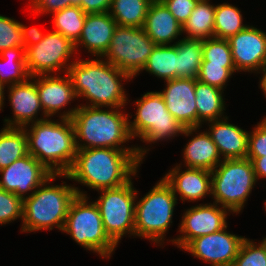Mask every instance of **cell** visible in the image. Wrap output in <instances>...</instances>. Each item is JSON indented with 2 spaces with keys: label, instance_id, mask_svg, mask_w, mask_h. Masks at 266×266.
<instances>
[{
  "label": "cell",
  "instance_id": "obj_1",
  "mask_svg": "<svg viewBox=\"0 0 266 266\" xmlns=\"http://www.w3.org/2000/svg\"><path fill=\"white\" fill-rule=\"evenodd\" d=\"M143 162L137 150L114 148L77 149L74 162L66 174L67 178L90 189L117 188L137 175Z\"/></svg>",
  "mask_w": 266,
  "mask_h": 266
},
{
  "label": "cell",
  "instance_id": "obj_2",
  "mask_svg": "<svg viewBox=\"0 0 266 266\" xmlns=\"http://www.w3.org/2000/svg\"><path fill=\"white\" fill-rule=\"evenodd\" d=\"M66 74L77 99L82 97L89 101L83 104L85 106L123 108L128 103L122 81L132 80V77L104 58L75 60Z\"/></svg>",
  "mask_w": 266,
  "mask_h": 266
},
{
  "label": "cell",
  "instance_id": "obj_3",
  "mask_svg": "<svg viewBox=\"0 0 266 266\" xmlns=\"http://www.w3.org/2000/svg\"><path fill=\"white\" fill-rule=\"evenodd\" d=\"M121 109L107 108L104 110L103 107L101 109V107L78 105V109L71 118L75 130L76 149L103 147L137 150L140 160L143 161L150 148L136 145L124 147L123 145L132 140L128 118L133 115L129 116Z\"/></svg>",
  "mask_w": 266,
  "mask_h": 266
},
{
  "label": "cell",
  "instance_id": "obj_4",
  "mask_svg": "<svg viewBox=\"0 0 266 266\" xmlns=\"http://www.w3.org/2000/svg\"><path fill=\"white\" fill-rule=\"evenodd\" d=\"M58 120L47 118L24 128L28 153L51 173L66 174L76 156L75 130L71 119Z\"/></svg>",
  "mask_w": 266,
  "mask_h": 266
},
{
  "label": "cell",
  "instance_id": "obj_5",
  "mask_svg": "<svg viewBox=\"0 0 266 266\" xmlns=\"http://www.w3.org/2000/svg\"><path fill=\"white\" fill-rule=\"evenodd\" d=\"M58 177L61 174H53L30 197L23 199L21 232L50 231L55 227L63 231L72 200L77 195L87 196L74 184L61 181V185H52Z\"/></svg>",
  "mask_w": 266,
  "mask_h": 266
},
{
  "label": "cell",
  "instance_id": "obj_6",
  "mask_svg": "<svg viewBox=\"0 0 266 266\" xmlns=\"http://www.w3.org/2000/svg\"><path fill=\"white\" fill-rule=\"evenodd\" d=\"M136 112L133 121L129 122V131L133 138L149 144L162 140H169L175 136H191L197 128H185L167 110L166 104L159 91L144 93L135 102Z\"/></svg>",
  "mask_w": 266,
  "mask_h": 266
},
{
  "label": "cell",
  "instance_id": "obj_7",
  "mask_svg": "<svg viewBox=\"0 0 266 266\" xmlns=\"http://www.w3.org/2000/svg\"><path fill=\"white\" fill-rule=\"evenodd\" d=\"M135 202L134 237H143L163 245L173 218L177 197L162 178L139 201Z\"/></svg>",
  "mask_w": 266,
  "mask_h": 266
},
{
  "label": "cell",
  "instance_id": "obj_8",
  "mask_svg": "<svg viewBox=\"0 0 266 266\" xmlns=\"http://www.w3.org/2000/svg\"><path fill=\"white\" fill-rule=\"evenodd\" d=\"M88 200L80 195L72 200L62 232L84 249L110 259L118 245L106 233L97 205Z\"/></svg>",
  "mask_w": 266,
  "mask_h": 266
},
{
  "label": "cell",
  "instance_id": "obj_9",
  "mask_svg": "<svg viewBox=\"0 0 266 266\" xmlns=\"http://www.w3.org/2000/svg\"><path fill=\"white\" fill-rule=\"evenodd\" d=\"M256 182L250 159H224L211 171L213 202L239 214Z\"/></svg>",
  "mask_w": 266,
  "mask_h": 266
},
{
  "label": "cell",
  "instance_id": "obj_10",
  "mask_svg": "<svg viewBox=\"0 0 266 266\" xmlns=\"http://www.w3.org/2000/svg\"><path fill=\"white\" fill-rule=\"evenodd\" d=\"M101 195L94 202L97 205L104 229L117 244L126 235L134 236L135 202L138 191L132 180L117 187L99 190Z\"/></svg>",
  "mask_w": 266,
  "mask_h": 266
},
{
  "label": "cell",
  "instance_id": "obj_11",
  "mask_svg": "<svg viewBox=\"0 0 266 266\" xmlns=\"http://www.w3.org/2000/svg\"><path fill=\"white\" fill-rule=\"evenodd\" d=\"M155 46L143 27L117 25L102 58L135 78L147 64Z\"/></svg>",
  "mask_w": 266,
  "mask_h": 266
},
{
  "label": "cell",
  "instance_id": "obj_12",
  "mask_svg": "<svg viewBox=\"0 0 266 266\" xmlns=\"http://www.w3.org/2000/svg\"><path fill=\"white\" fill-rule=\"evenodd\" d=\"M74 52L76 53V48L71 40L54 30L47 32L39 43L25 49L27 72L30 77L66 73L74 62L70 61Z\"/></svg>",
  "mask_w": 266,
  "mask_h": 266
},
{
  "label": "cell",
  "instance_id": "obj_13",
  "mask_svg": "<svg viewBox=\"0 0 266 266\" xmlns=\"http://www.w3.org/2000/svg\"><path fill=\"white\" fill-rule=\"evenodd\" d=\"M229 213L231 212L227 208L215 202L192 206L181 217L178 231L182 235H177V238L169 241L183 250L193 239L223 229L227 225Z\"/></svg>",
  "mask_w": 266,
  "mask_h": 266
},
{
  "label": "cell",
  "instance_id": "obj_14",
  "mask_svg": "<svg viewBox=\"0 0 266 266\" xmlns=\"http://www.w3.org/2000/svg\"><path fill=\"white\" fill-rule=\"evenodd\" d=\"M223 229L193 239L183 250L211 266H233L245 237Z\"/></svg>",
  "mask_w": 266,
  "mask_h": 266
},
{
  "label": "cell",
  "instance_id": "obj_15",
  "mask_svg": "<svg viewBox=\"0 0 266 266\" xmlns=\"http://www.w3.org/2000/svg\"><path fill=\"white\" fill-rule=\"evenodd\" d=\"M0 175V188L25 199L30 197L53 173L28 153L11 165L0 169Z\"/></svg>",
  "mask_w": 266,
  "mask_h": 266
},
{
  "label": "cell",
  "instance_id": "obj_16",
  "mask_svg": "<svg viewBox=\"0 0 266 266\" xmlns=\"http://www.w3.org/2000/svg\"><path fill=\"white\" fill-rule=\"evenodd\" d=\"M237 72L259 73L266 64V33L247 26L228 39Z\"/></svg>",
  "mask_w": 266,
  "mask_h": 266
},
{
  "label": "cell",
  "instance_id": "obj_17",
  "mask_svg": "<svg viewBox=\"0 0 266 266\" xmlns=\"http://www.w3.org/2000/svg\"><path fill=\"white\" fill-rule=\"evenodd\" d=\"M36 88L39 100L47 118H51L56 113H61L59 118L71 119L77 107L68 111L59 112L66 107L70 101L77 99L69 76L57 73L51 75H36Z\"/></svg>",
  "mask_w": 266,
  "mask_h": 266
},
{
  "label": "cell",
  "instance_id": "obj_18",
  "mask_svg": "<svg viewBox=\"0 0 266 266\" xmlns=\"http://www.w3.org/2000/svg\"><path fill=\"white\" fill-rule=\"evenodd\" d=\"M164 82L166 88L159 93L164 99L167 110L185 128H197L195 79L174 78Z\"/></svg>",
  "mask_w": 266,
  "mask_h": 266
},
{
  "label": "cell",
  "instance_id": "obj_19",
  "mask_svg": "<svg viewBox=\"0 0 266 266\" xmlns=\"http://www.w3.org/2000/svg\"><path fill=\"white\" fill-rule=\"evenodd\" d=\"M8 100L12 107V118H5L6 127L24 128L30 123L47 119L43 112L37 88L36 76L29 77L25 82L8 86ZM43 113L38 118V113Z\"/></svg>",
  "mask_w": 266,
  "mask_h": 266
},
{
  "label": "cell",
  "instance_id": "obj_20",
  "mask_svg": "<svg viewBox=\"0 0 266 266\" xmlns=\"http://www.w3.org/2000/svg\"><path fill=\"white\" fill-rule=\"evenodd\" d=\"M177 164L162 177L172 188L173 193L182 202H196L207 195H212L211 171L205 169L185 168Z\"/></svg>",
  "mask_w": 266,
  "mask_h": 266
},
{
  "label": "cell",
  "instance_id": "obj_21",
  "mask_svg": "<svg viewBox=\"0 0 266 266\" xmlns=\"http://www.w3.org/2000/svg\"><path fill=\"white\" fill-rule=\"evenodd\" d=\"M206 123L209 126L207 133L215 143L222 160L247 157L249 131L229 123L227 115Z\"/></svg>",
  "mask_w": 266,
  "mask_h": 266
},
{
  "label": "cell",
  "instance_id": "obj_22",
  "mask_svg": "<svg viewBox=\"0 0 266 266\" xmlns=\"http://www.w3.org/2000/svg\"><path fill=\"white\" fill-rule=\"evenodd\" d=\"M116 26L109 12L87 14L80 38L75 43L76 51L82 45V48L87 49L93 56L103 57Z\"/></svg>",
  "mask_w": 266,
  "mask_h": 266
},
{
  "label": "cell",
  "instance_id": "obj_23",
  "mask_svg": "<svg viewBox=\"0 0 266 266\" xmlns=\"http://www.w3.org/2000/svg\"><path fill=\"white\" fill-rule=\"evenodd\" d=\"M143 28L156 45H171L183 33V26L161 0L150 4Z\"/></svg>",
  "mask_w": 266,
  "mask_h": 266
},
{
  "label": "cell",
  "instance_id": "obj_24",
  "mask_svg": "<svg viewBox=\"0 0 266 266\" xmlns=\"http://www.w3.org/2000/svg\"><path fill=\"white\" fill-rule=\"evenodd\" d=\"M183 149V161L186 168L212 171L221 161L218 149L207 130L188 140Z\"/></svg>",
  "mask_w": 266,
  "mask_h": 266
},
{
  "label": "cell",
  "instance_id": "obj_25",
  "mask_svg": "<svg viewBox=\"0 0 266 266\" xmlns=\"http://www.w3.org/2000/svg\"><path fill=\"white\" fill-rule=\"evenodd\" d=\"M224 91L195 79V101L198 114V128L202 124L226 117ZM204 122V123H203Z\"/></svg>",
  "mask_w": 266,
  "mask_h": 266
},
{
  "label": "cell",
  "instance_id": "obj_26",
  "mask_svg": "<svg viewBox=\"0 0 266 266\" xmlns=\"http://www.w3.org/2000/svg\"><path fill=\"white\" fill-rule=\"evenodd\" d=\"M215 5L210 0H200L188 20L182 25L187 39H208L214 37Z\"/></svg>",
  "mask_w": 266,
  "mask_h": 266
},
{
  "label": "cell",
  "instance_id": "obj_27",
  "mask_svg": "<svg viewBox=\"0 0 266 266\" xmlns=\"http://www.w3.org/2000/svg\"><path fill=\"white\" fill-rule=\"evenodd\" d=\"M203 40H177V78L197 79L202 63Z\"/></svg>",
  "mask_w": 266,
  "mask_h": 266
},
{
  "label": "cell",
  "instance_id": "obj_28",
  "mask_svg": "<svg viewBox=\"0 0 266 266\" xmlns=\"http://www.w3.org/2000/svg\"><path fill=\"white\" fill-rule=\"evenodd\" d=\"M29 77L24 47L8 48L0 53V85L3 88L25 82Z\"/></svg>",
  "mask_w": 266,
  "mask_h": 266
},
{
  "label": "cell",
  "instance_id": "obj_29",
  "mask_svg": "<svg viewBox=\"0 0 266 266\" xmlns=\"http://www.w3.org/2000/svg\"><path fill=\"white\" fill-rule=\"evenodd\" d=\"M143 70L165 81L177 78V41L156 45Z\"/></svg>",
  "mask_w": 266,
  "mask_h": 266
},
{
  "label": "cell",
  "instance_id": "obj_30",
  "mask_svg": "<svg viewBox=\"0 0 266 266\" xmlns=\"http://www.w3.org/2000/svg\"><path fill=\"white\" fill-rule=\"evenodd\" d=\"M28 154L25 128L3 127L0 130V169Z\"/></svg>",
  "mask_w": 266,
  "mask_h": 266
},
{
  "label": "cell",
  "instance_id": "obj_31",
  "mask_svg": "<svg viewBox=\"0 0 266 266\" xmlns=\"http://www.w3.org/2000/svg\"><path fill=\"white\" fill-rule=\"evenodd\" d=\"M153 0H112L110 15L119 26L144 27Z\"/></svg>",
  "mask_w": 266,
  "mask_h": 266
},
{
  "label": "cell",
  "instance_id": "obj_32",
  "mask_svg": "<svg viewBox=\"0 0 266 266\" xmlns=\"http://www.w3.org/2000/svg\"><path fill=\"white\" fill-rule=\"evenodd\" d=\"M248 25L243 24L241 11L232 4L222 3L215 5L214 37L229 39Z\"/></svg>",
  "mask_w": 266,
  "mask_h": 266
},
{
  "label": "cell",
  "instance_id": "obj_33",
  "mask_svg": "<svg viewBox=\"0 0 266 266\" xmlns=\"http://www.w3.org/2000/svg\"><path fill=\"white\" fill-rule=\"evenodd\" d=\"M87 13L79 5H72L53 13L54 30L74 44L79 40Z\"/></svg>",
  "mask_w": 266,
  "mask_h": 266
},
{
  "label": "cell",
  "instance_id": "obj_34",
  "mask_svg": "<svg viewBox=\"0 0 266 266\" xmlns=\"http://www.w3.org/2000/svg\"><path fill=\"white\" fill-rule=\"evenodd\" d=\"M202 62L235 67L228 39L208 38L203 40Z\"/></svg>",
  "mask_w": 266,
  "mask_h": 266
},
{
  "label": "cell",
  "instance_id": "obj_35",
  "mask_svg": "<svg viewBox=\"0 0 266 266\" xmlns=\"http://www.w3.org/2000/svg\"><path fill=\"white\" fill-rule=\"evenodd\" d=\"M233 73H236L235 67H223V65L202 62L197 80L224 91V88L227 86L226 83L234 75Z\"/></svg>",
  "mask_w": 266,
  "mask_h": 266
},
{
  "label": "cell",
  "instance_id": "obj_36",
  "mask_svg": "<svg viewBox=\"0 0 266 266\" xmlns=\"http://www.w3.org/2000/svg\"><path fill=\"white\" fill-rule=\"evenodd\" d=\"M233 266H266V250L264 245L245 238L241 244Z\"/></svg>",
  "mask_w": 266,
  "mask_h": 266
},
{
  "label": "cell",
  "instance_id": "obj_37",
  "mask_svg": "<svg viewBox=\"0 0 266 266\" xmlns=\"http://www.w3.org/2000/svg\"><path fill=\"white\" fill-rule=\"evenodd\" d=\"M13 47H24L20 22L0 15V53Z\"/></svg>",
  "mask_w": 266,
  "mask_h": 266
},
{
  "label": "cell",
  "instance_id": "obj_38",
  "mask_svg": "<svg viewBox=\"0 0 266 266\" xmlns=\"http://www.w3.org/2000/svg\"><path fill=\"white\" fill-rule=\"evenodd\" d=\"M23 217V199L0 188V225Z\"/></svg>",
  "mask_w": 266,
  "mask_h": 266
},
{
  "label": "cell",
  "instance_id": "obj_39",
  "mask_svg": "<svg viewBox=\"0 0 266 266\" xmlns=\"http://www.w3.org/2000/svg\"><path fill=\"white\" fill-rule=\"evenodd\" d=\"M266 155V117L249 132L247 157H262Z\"/></svg>",
  "mask_w": 266,
  "mask_h": 266
},
{
  "label": "cell",
  "instance_id": "obj_40",
  "mask_svg": "<svg viewBox=\"0 0 266 266\" xmlns=\"http://www.w3.org/2000/svg\"><path fill=\"white\" fill-rule=\"evenodd\" d=\"M176 20L183 25L200 0H161Z\"/></svg>",
  "mask_w": 266,
  "mask_h": 266
},
{
  "label": "cell",
  "instance_id": "obj_41",
  "mask_svg": "<svg viewBox=\"0 0 266 266\" xmlns=\"http://www.w3.org/2000/svg\"><path fill=\"white\" fill-rule=\"evenodd\" d=\"M30 10L34 14H53L62 9L72 6L71 0H32L30 2Z\"/></svg>",
  "mask_w": 266,
  "mask_h": 266
},
{
  "label": "cell",
  "instance_id": "obj_42",
  "mask_svg": "<svg viewBox=\"0 0 266 266\" xmlns=\"http://www.w3.org/2000/svg\"><path fill=\"white\" fill-rule=\"evenodd\" d=\"M112 0H81L80 7L87 14L109 12Z\"/></svg>",
  "mask_w": 266,
  "mask_h": 266
},
{
  "label": "cell",
  "instance_id": "obj_43",
  "mask_svg": "<svg viewBox=\"0 0 266 266\" xmlns=\"http://www.w3.org/2000/svg\"><path fill=\"white\" fill-rule=\"evenodd\" d=\"M20 27H21V31H22L25 49L29 46H32L36 43H39L45 35L37 27L28 28V26H26L22 23H20Z\"/></svg>",
  "mask_w": 266,
  "mask_h": 266
},
{
  "label": "cell",
  "instance_id": "obj_44",
  "mask_svg": "<svg viewBox=\"0 0 266 266\" xmlns=\"http://www.w3.org/2000/svg\"><path fill=\"white\" fill-rule=\"evenodd\" d=\"M252 161L253 169L257 178H266V155L262 157H246Z\"/></svg>",
  "mask_w": 266,
  "mask_h": 266
},
{
  "label": "cell",
  "instance_id": "obj_45",
  "mask_svg": "<svg viewBox=\"0 0 266 266\" xmlns=\"http://www.w3.org/2000/svg\"><path fill=\"white\" fill-rule=\"evenodd\" d=\"M263 73V76H261L260 78V83H259V87L262 89V91L264 92L265 98H266V64L264 65V67L261 69V71L259 73Z\"/></svg>",
  "mask_w": 266,
  "mask_h": 266
},
{
  "label": "cell",
  "instance_id": "obj_46",
  "mask_svg": "<svg viewBox=\"0 0 266 266\" xmlns=\"http://www.w3.org/2000/svg\"><path fill=\"white\" fill-rule=\"evenodd\" d=\"M5 88H3L1 85H0V111L3 110L2 108L5 106L4 104V100H5ZM4 105V106H3Z\"/></svg>",
  "mask_w": 266,
  "mask_h": 266
},
{
  "label": "cell",
  "instance_id": "obj_47",
  "mask_svg": "<svg viewBox=\"0 0 266 266\" xmlns=\"http://www.w3.org/2000/svg\"><path fill=\"white\" fill-rule=\"evenodd\" d=\"M72 5H80L81 0H71Z\"/></svg>",
  "mask_w": 266,
  "mask_h": 266
},
{
  "label": "cell",
  "instance_id": "obj_48",
  "mask_svg": "<svg viewBox=\"0 0 266 266\" xmlns=\"http://www.w3.org/2000/svg\"><path fill=\"white\" fill-rule=\"evenodd\" d=\"M261 243L264 245V248L266 250V237H264L263 240H261Z\"/></svg>",
  "mask_w": 266,
  "mask_h": 266
}]
</instances>
